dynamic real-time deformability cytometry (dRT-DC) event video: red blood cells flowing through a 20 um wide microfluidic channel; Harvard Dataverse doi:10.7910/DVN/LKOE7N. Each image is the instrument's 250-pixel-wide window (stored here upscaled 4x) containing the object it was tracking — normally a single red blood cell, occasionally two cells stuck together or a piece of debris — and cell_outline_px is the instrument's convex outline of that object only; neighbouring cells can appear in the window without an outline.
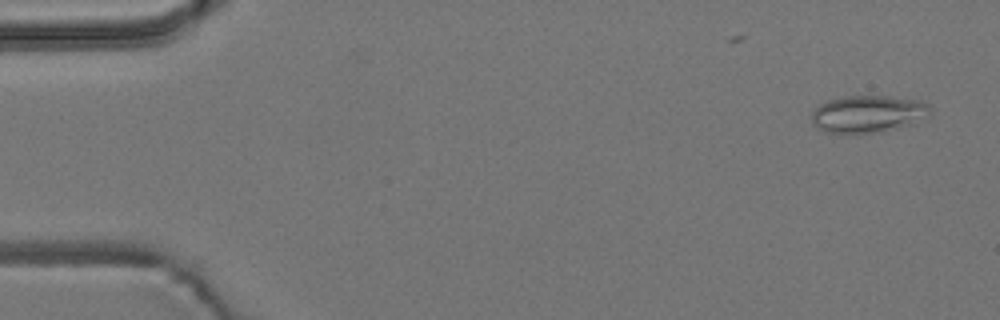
{"species": "common noctule bat (a hibernating species)", "species_latin": "Nyctalus noctula", "temperature_condition": "room temperature", "stored_images_in_passage": 6, "camera_frame_rate_fps": 3000, "um_per_image_px": 0.085, "animal": {"sex": "male", "body_mass_g": 19.2, "forearm_length_mm": 51.8}, "frame": {"image": 1, "passage_image": 1, "time_ms": 0.0, "image_size_px": [1000, 320], "cell_outline_px": [[932, 112], [928, 116], [912, 124], [880, 132], [856, 136], [824, 132], [816, 128], [812, 124], [812, 112], [820, 104], [828, 100], [844, 96], [888, 96], [920, 100], [928, 104], [932, 108]], "centroid_in_image_um": [73.76, 9.72], "position_along_channel_um": 11.2, "area_um2": 26.53}}